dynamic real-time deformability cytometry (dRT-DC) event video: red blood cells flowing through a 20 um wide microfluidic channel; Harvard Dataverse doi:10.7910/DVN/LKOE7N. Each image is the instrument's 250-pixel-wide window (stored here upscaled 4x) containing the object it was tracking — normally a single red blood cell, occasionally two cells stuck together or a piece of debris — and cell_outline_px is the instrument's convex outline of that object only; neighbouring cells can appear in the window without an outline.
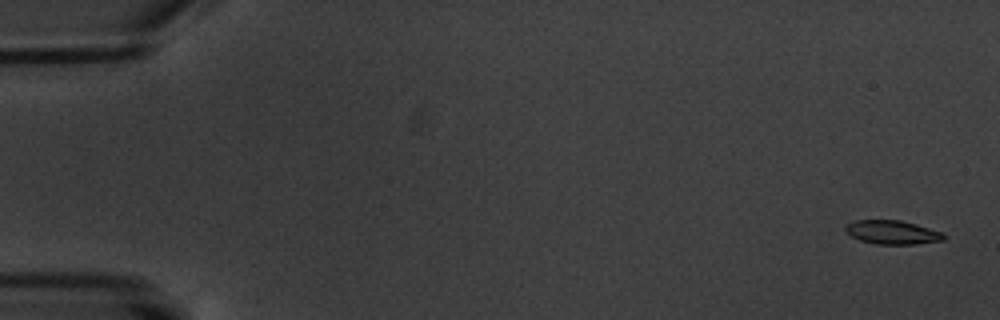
{"species": "common noctule bat (a hibernating species)", "species_latin": "Nyctalus noctula", "temperature_condition": "warm", "stored_images_in_passage": 7, "camera_frame_rate_fps": 3000, "um_per_image_px": 0.085, "animal": {"sex": "male", "body_mass_g": 20.1, "forearm_length_mm": 53.5}, "frame": {"image": 1, "passage_image": 1, "time_ms": 0.0, "image_size_px": [1000, 320], "cell_outline_px": [[948, 236], [944, 240], [916, 244], [876, 244], [860, 240], [844, 232], [844, 228], [852, 220], [900, 220], [916, 224], [944, 232]], "centroid_in_image_um": [75.87, 19.74], "position_along_channel_um": 9.1, "area_um2": 13.81}}
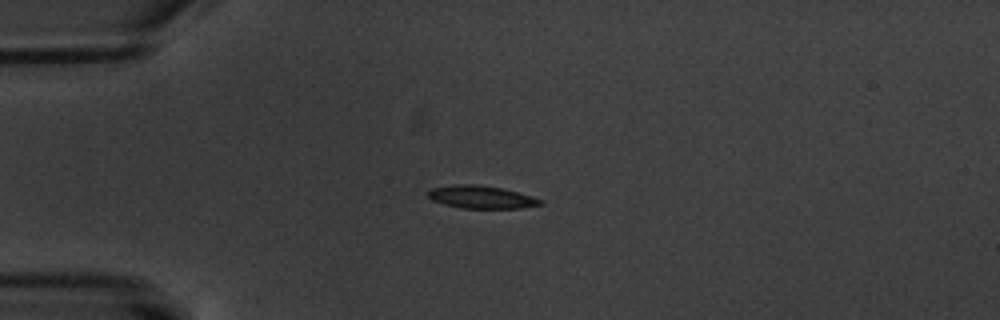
{"frame": {"image": 2, "passage_image": 5, "time_ms": 4.667, "image_size_px": [1000, 320], "cell_outline_px": [[544, 204], [520, 208], [460, 208], [444, 204], [432, 200], [428, 196], [428, 192], [432, 188], [456, 184], [472, 184], [500, 188], [532, 196], [540, 200]], "centroid_in_image_um": [40.88, 16.76], "position_along_channel_um": 44.1, "area_um2": 14.62}}